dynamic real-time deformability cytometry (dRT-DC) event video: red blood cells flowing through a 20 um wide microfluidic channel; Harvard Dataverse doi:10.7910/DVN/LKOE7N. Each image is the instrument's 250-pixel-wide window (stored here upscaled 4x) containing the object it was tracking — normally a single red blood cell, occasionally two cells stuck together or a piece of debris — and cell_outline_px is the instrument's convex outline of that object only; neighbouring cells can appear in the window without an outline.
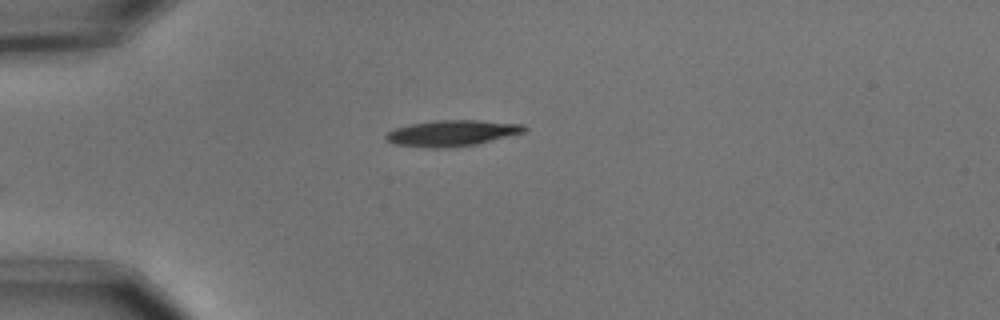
{"species": "common noctule bat (a hibernating species)", "species_latin": "Nyctalus noctula", "temperature_condition": "cold", "stored_images_in_passage": 30, "camera_frame_rate_fps": 3000, "um_per_image_px": 0.085, "animal": {"sex": "male", "body_mass_g": 15.6}, "frame": {"image": 1, "passage_image": 1, "time_ms": 0.0, "image_size_px": [1000, 320], "cell_outline_px": [[528, 128], [524, 132], [476, 144], [444, 148], [424, 148], [392, 144], [384, 136], [392, 128], [408, 124], [436, 120], [476, 120], [524, 124]], "centroid_in_image_um": [38.36, 11.31], "position_along_channel_um": 46.6, "area_um2": 21.1}}
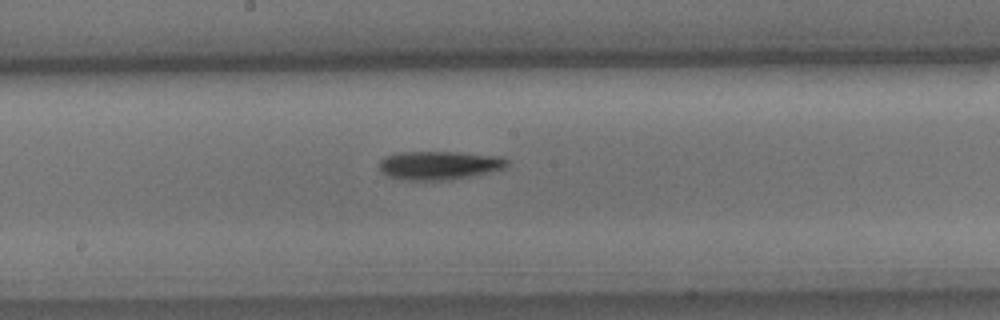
{"frame": {"image": 2, "passage_image": 16, "time_ms": 5.0, "image_size_px": [1000, 320], "cell_outline_px": [[508, 164], [504, 168], [472, 176], [448, 180], [404, 180], [388, 176], [380, 172], [380, 160], [384, 156], [396, 152], [456, 152], [504, 156], [508, 160]], "centroid_in_image_um": [37.32, 14.04], "position_along_channel_um": 210.9, "area_um2": 21.5}}
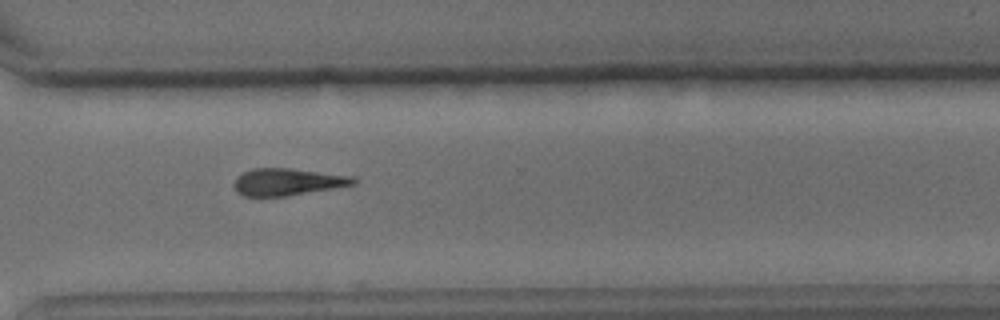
{"frame": {"image": 3, "passage_image": 27, "time_ms": 8.667, "image_size_px": [1000, 320], "cell_outline_px": [[356, 184], [284, 196], [244, 196], [236, 192], [232, 184], [236, 176], [252, 168], [292, 168], [356, 176]], "centroid_in_image_um": [24.42, 15.44], "position_along_channel_um": 346.2, "area_um2": 18.96}, "authors_computed_cell_mechanics": {"area_um2": 20.5479, "velocity_mm_per_s": 3.6974, "shape_relaxation_time_tau1_ms": 2.4014, "shape_relaxation_time_tau2_ms": null, "deformation_change_tau1": 0.1032, "deformation_change_tau2": null}}